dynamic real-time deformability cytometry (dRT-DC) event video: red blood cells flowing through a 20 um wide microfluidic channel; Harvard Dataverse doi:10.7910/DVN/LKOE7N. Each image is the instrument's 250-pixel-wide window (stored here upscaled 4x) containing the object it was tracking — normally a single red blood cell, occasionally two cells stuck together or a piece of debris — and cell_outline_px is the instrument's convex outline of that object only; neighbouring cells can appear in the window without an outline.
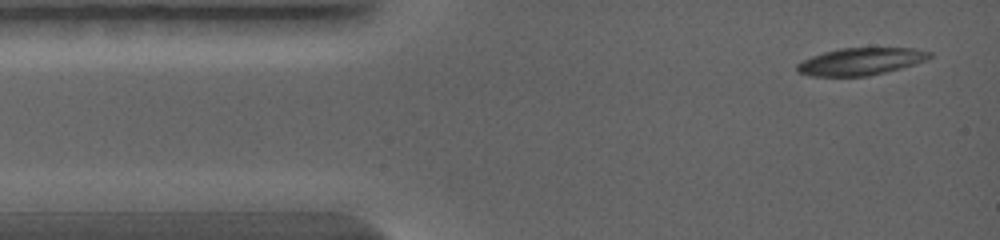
{"species": "common noctule bat (a hibernating species)", "species_latin": "Nyctalus noctula", "temperature_condition": "warm", "stored_images_in_passage": 10, "camera_frame_rate_fps": 5000, "um_per_image_px": 0.085, "animal": {"sex": "female", "body_mass_g": 19.0, "forearm_length_mm": 56.7}, "frame": {"image": 1, "passage_image": 1, "time_ms": 0.0, "image_size_px": [1000, 240], "cell_outline_px": [[932, 56], [916, 64], [868, 76], [808, 76], [796, 72], [796, 64], [812, 56], [824, 52], [840, 48], [916, 48], [932, 52]], "centroid_in_image_um": [73.14, 5.22], "position_along_channel_um": 11.9, "area_um2": 21.04}}
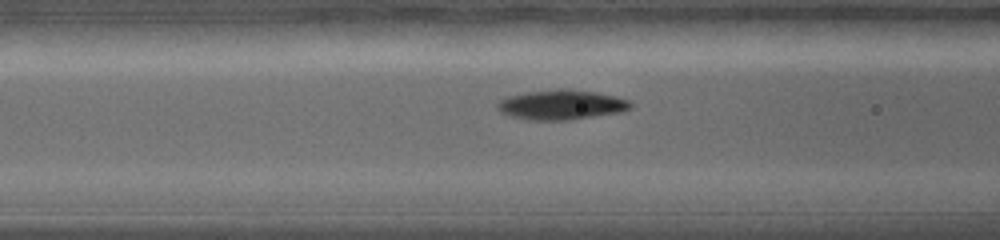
{"frame": {"image": 2, "passage_image": 7, "time_ms": 3.2, "image_size_px": [1000, 240], "cell_outline_px": [[632, 108], [624, 112], [572, 120], [528, 120], [508, 116], [500, 112], [496, 108], [496, 104], [500, 100], [508, 96], [524, 92], [560, 88], [564, 88], [592, 92], [612, 96], [628, 100], [632, 104]], "centroid_in_image_um": [47.68, 8.92], "position_along_channel_um": 118.9, "area_um2": 23.41}}
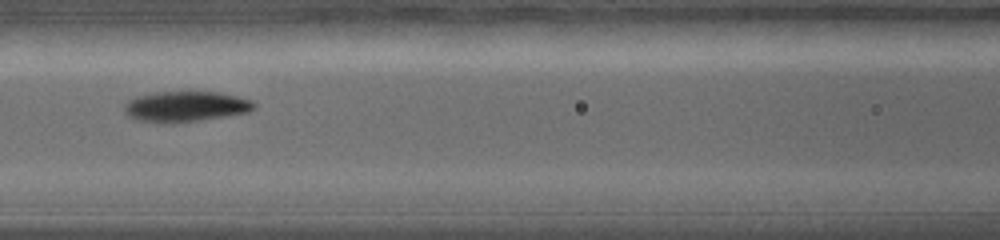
{"frame": {"image": 3, "passage_image": 9, "time_ms": 3.8, "image_size_px": [1000, 240], "cell_outline_px": [[256, 108], [248, 112], [224, 116], [196, 120], [164, 124], [132, 120], [124, 112], [124, 104], [128, 100], [136, 96], [152, 92], [220, 92], [252, 100], [256, 104]], "centroid_in_image_um": [15.71, 9.05], "position_along_channel_um": 150.9, "area_um2": 23.29}}